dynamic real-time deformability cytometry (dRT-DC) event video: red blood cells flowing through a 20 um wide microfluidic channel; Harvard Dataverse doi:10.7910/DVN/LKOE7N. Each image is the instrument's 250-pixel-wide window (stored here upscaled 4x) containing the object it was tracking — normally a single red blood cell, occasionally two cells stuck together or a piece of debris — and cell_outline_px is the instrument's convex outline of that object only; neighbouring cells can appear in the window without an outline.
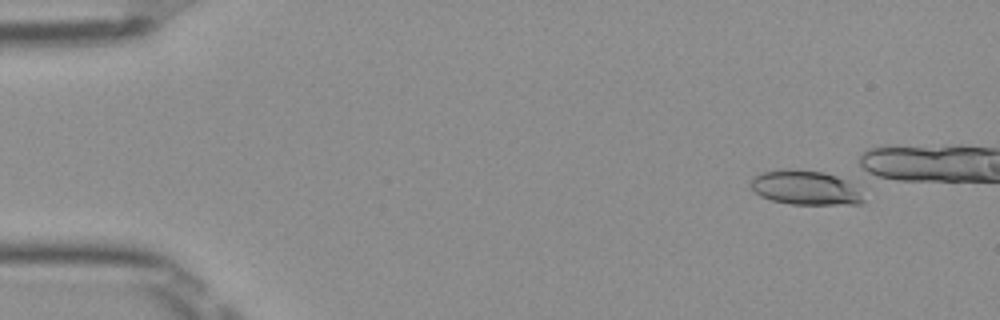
{"species": "Egyptian fruit bat (a non-hibernating species)", "species_latin": "Rousettus aegyptiacus", "temperature_condition": "room temperature", "stored_images_in_passage": 13, "camera_frame_rate_fps": 3000, "um_per_image_px": 0.085, "frame": {"image": 1, "passage_image": 1, "time_ms": 0.0, "image_size_px": [1000, 320], "cell_outline_px": [[864, 200], [860, 204], [792, 204], [772, 200], [760, 196], [752, 188], [752, 180], [760, 172], [780, 168], [792, 168], [824, 172], [852, 176]], "centroid_in_image_um": [68.57, 15.91], "position_along_channel_um": 16.4, "area_um2": 23.41}}